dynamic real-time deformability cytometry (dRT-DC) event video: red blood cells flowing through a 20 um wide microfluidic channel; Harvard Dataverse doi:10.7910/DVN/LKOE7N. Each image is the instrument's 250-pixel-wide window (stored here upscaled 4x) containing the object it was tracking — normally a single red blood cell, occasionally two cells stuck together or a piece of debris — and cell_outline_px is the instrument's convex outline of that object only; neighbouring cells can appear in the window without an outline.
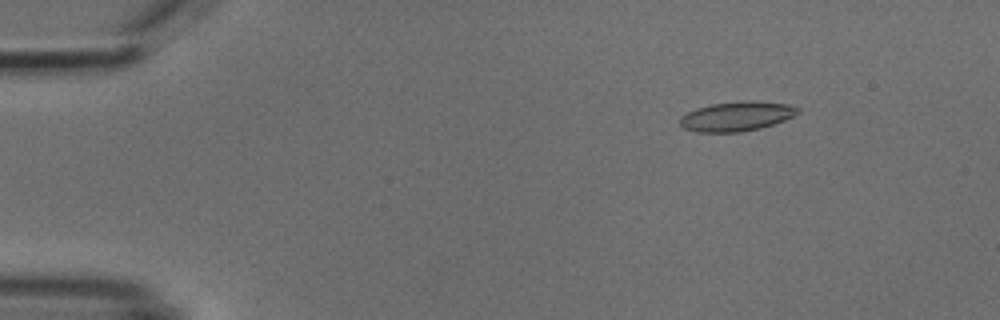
{"species": "common noctule bat (a hibernating species)", "species_latin": "Nyctalus noctula", "temperature_condition": "cold", "stored_images_in_passage": 4, "camera_frame_rate_fps": 3000, "um_per_image_px": 0.085, "animal": {"sex": "male", "body_mass_g": 18.8}, "frame": {"image": 1, "passage_image": 2, "time_ms": 1.333, "image_size_px": [1000, 320], "cell_outline_px": [[800, 112], [784, 120], [760, 128], [740, 132], [696, 132], [684, 128], [680, 124], [680, 116], [696, 108], [712, 104], [744, 100], [748, 100], [788, 104], [800, 108]], "centroid_in_image_um": [62.6, 9.88], "position_along_channel_um": 22.4, "area_um2": 20.23}}